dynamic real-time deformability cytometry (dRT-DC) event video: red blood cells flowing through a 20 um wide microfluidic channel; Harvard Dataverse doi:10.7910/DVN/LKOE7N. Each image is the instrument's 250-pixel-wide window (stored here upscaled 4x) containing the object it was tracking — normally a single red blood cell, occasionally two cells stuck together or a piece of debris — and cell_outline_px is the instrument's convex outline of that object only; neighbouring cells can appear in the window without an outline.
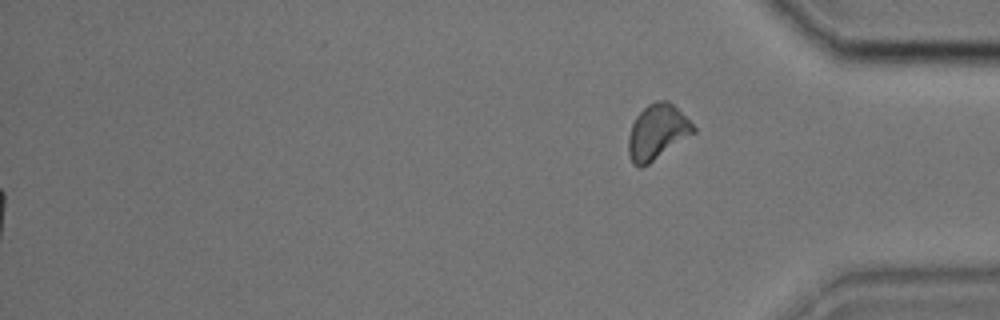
{"species": "common noctule bat (a hibernating species)", "species_latin": "Nyctalus noctula", "temperature_condition": "cold", "stored_images_in_passage": 41, "segment_of_instrument_passage": [2, 2], "camera_frame_rate_fps": 3000, "um_per_image_px": 0.085, "animal": {"sex": "male", "body_mass_g": 17.9, "forearm_length_mm": 54.2}, "frame": {"image": 1, "passage_image": 41, "time_ms": 13.333, "image_size_px": [1000, 320], "cell_outline_px": [[696, 132], [648, 164], [640, 168], [632, 164], [628, 152], [628, 136], [632, 124], [636, 116], [648, 104], [656, 100], [668, 100], [696, 128]], "centroid_in_image_um": [55.84, 11.23], "position_along_channel_um": 379.4, "area_um2": 20.69}}